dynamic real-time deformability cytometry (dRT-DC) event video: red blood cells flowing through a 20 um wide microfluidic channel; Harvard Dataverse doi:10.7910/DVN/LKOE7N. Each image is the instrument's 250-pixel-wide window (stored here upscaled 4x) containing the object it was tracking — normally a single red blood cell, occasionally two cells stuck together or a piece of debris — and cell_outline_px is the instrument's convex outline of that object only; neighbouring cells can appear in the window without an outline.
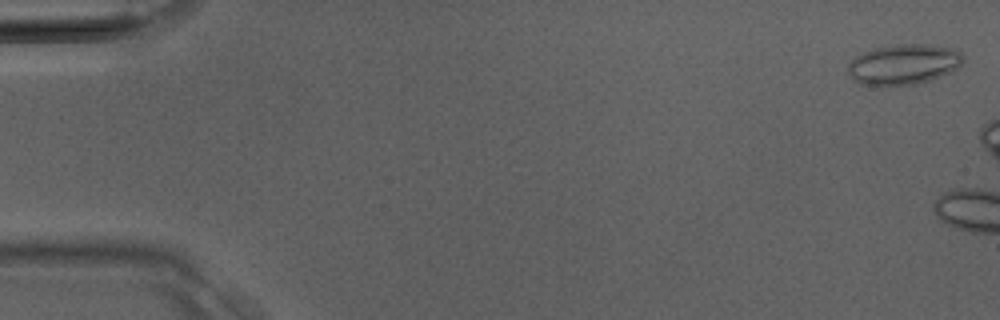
{"species": "Egyptian fruit bat (a non-hibernating species)", "species_latin": "Rousettus aegyptiacus", "temperature_condition": "room temperature", "stored_images_in_passage": 4, "camera_frame_rate_fps": 3000, "um_per_image_px": 0.085, "animal": {"sex": "male"}, "frame": {"image": 1, "passage_image": 1, "time_ms": 0.0, "image_size_px": [1000, 320], "cell_outline_px": [[964, 60], [956, 68], [940, 76], [928, 80], [912, 84], [860, 84], [852, 80], [848, 72], [848, 64], [856, 56], [864, 52], [876, 48], [896, 44], [928, 44], [952, 48], [960, 52], [964, 56]], "centroid_in_image_um": [76.8, 5.44], "position_along_channel_um": 8.2, "area_um2": 26.59}}